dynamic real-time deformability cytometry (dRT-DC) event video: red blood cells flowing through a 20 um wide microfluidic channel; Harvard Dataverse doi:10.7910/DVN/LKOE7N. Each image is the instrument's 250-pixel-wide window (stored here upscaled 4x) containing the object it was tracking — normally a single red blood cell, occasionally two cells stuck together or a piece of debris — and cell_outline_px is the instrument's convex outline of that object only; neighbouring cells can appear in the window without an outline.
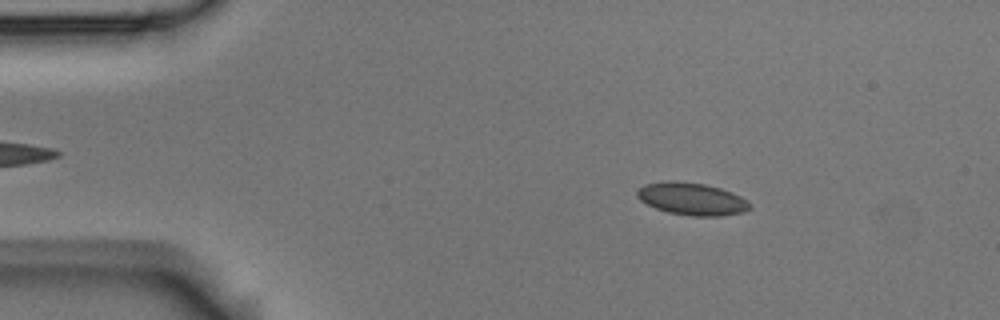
{"species": "Egyptian fruit bat (a non-hibernating species)", "species_latin": "Rousettus aegyptiacus", "temperature_condition": "room temperature", "stored_images_in_passage": 16, "camera_frame_rate_fps": 3000, "um_per_image_px": 0.085, "animal": {"sex": "male"}, "frame": {"image": 1, "passage_image": 8, "time_ms": 2.333, "image_size_px": [1000, 320], "cell_outline_px": [[752, 208], [744, 212], [720, 216], [692, 216], [668, 212], [656, 208], [640, 200], [636, 196], [636, 192], [644, 184], [668, 180], [672, 180], [704, 184], [720, 188], [732, 192], [740, 196], [752, 204]], "centroid_in_image_um": [58.82, 16.9], "position_along_channel_um": 26.2, "area_um2": 21.33}}